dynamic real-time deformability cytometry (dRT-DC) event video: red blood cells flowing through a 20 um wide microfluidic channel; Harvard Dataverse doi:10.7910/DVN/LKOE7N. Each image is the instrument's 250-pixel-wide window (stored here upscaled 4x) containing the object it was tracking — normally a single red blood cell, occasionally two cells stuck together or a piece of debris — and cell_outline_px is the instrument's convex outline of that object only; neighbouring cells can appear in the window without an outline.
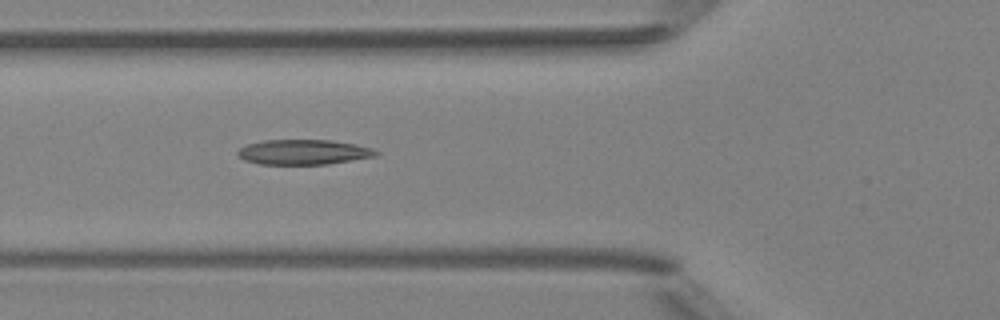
{"species": "Egyptian fruit bat (a non-hibernating species)", "species_latin": "Rousettus aegyptiacus", "temperature_condition": "room temperature", "stored_images_in_passage": 5, "camera_frame_rate_fps": 3000, "um_per_image_px": 0.085, "animal": {"sex": "female"}, "frame": {"image": 1, "passage_image": 5, "time_ms": 4.667, "image_size_px": [1000, 320], "cell_outline_px": [[380, 152], [376, 156], [328, 164], [260, 164], [244, 160], [236, 152], [240, 148], [248, 144], [264, 140], [332, 140], [356, 144], [372, 148]], "centroid_in_image_um": [25.82, 12.92], "position_along_channel_um": 100.0, "area_um2": 20.11}}